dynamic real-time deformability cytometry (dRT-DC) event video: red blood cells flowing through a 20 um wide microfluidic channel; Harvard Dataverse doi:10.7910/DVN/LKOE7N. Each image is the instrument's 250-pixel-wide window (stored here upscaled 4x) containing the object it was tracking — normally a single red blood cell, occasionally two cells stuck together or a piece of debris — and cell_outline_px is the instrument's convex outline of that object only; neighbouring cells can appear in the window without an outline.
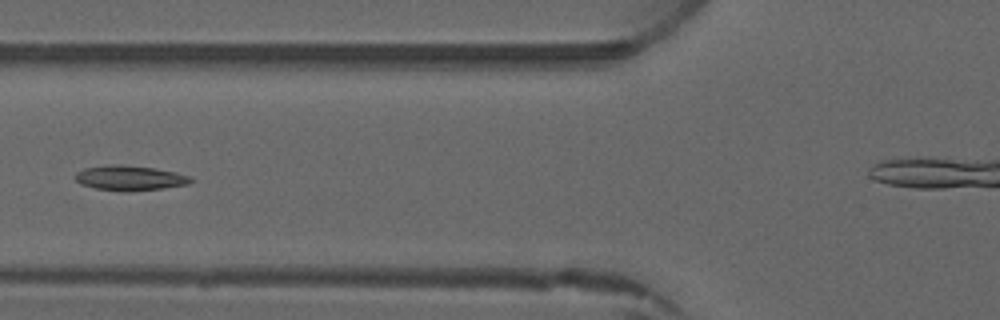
{"species": "common noctule bat (a hibernating species)", "species_latin": "Nyctalus noctula", "temperature_condition": "warm", "stored_images_in_passage": 6, "segment_of_instrument_passage": [1, 2], "camera_frame_rate_fps": 3000, "um_per_image_px": 0.085, "animal": {"sex": "male", "forearm_length_mm": 52.5}, "frame": {"image": 1, "passage_image": 5, "time_ms": 4.333, "image_size_px": [1000, 320], "cell_outline_px": [[192, 180], [188, 184], [164, 188], [96, 188], [80, 184], [72, 176], [76, 172], [84, 168], [108, 164], [116, 164], [156, 168], [176, 172], [192, 176]], "centroid_in_image_um": [11.02, 15.06], "position_along_channel_um": 114.8, "area_um2": 16.01}}